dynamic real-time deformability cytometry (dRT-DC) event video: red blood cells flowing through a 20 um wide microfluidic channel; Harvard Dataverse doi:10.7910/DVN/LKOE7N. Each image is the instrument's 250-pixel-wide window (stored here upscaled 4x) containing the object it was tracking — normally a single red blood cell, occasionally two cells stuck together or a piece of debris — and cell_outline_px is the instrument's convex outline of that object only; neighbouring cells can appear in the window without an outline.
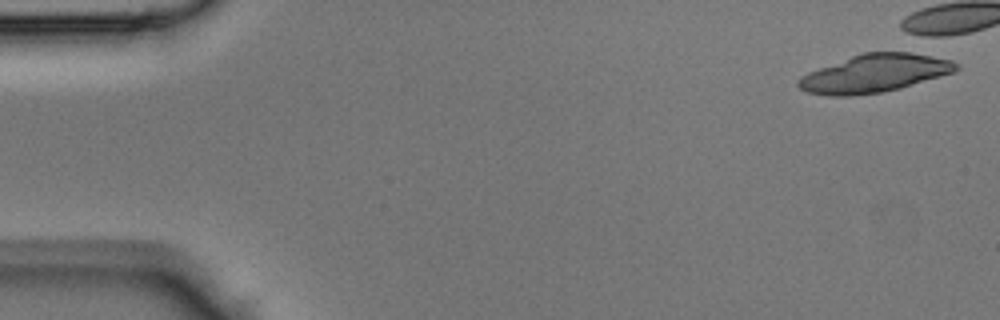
{"species": "Egyptian fruit bat (a non-hibernating species)", "species_latin": "Rousettus aegyptiacus", "temperature_condition": "room temperature", "stored_images_in_passage": 4, "camera_frame_rate_fps": 3000, "um_per_image_px": 0.085, "animal": {"sex": "male"}, "frame": {"image": 1, "passage_image": 1, "time_ms": 0.0, "image_size_px": [1000, 320], "cell_outline_px": [[960, 68], [956, 72], [900, 88], [880, 92], [848, 96], [828, 96], [808, 92], [800, 88], [796, 84], [796, 80], [800, 76], [808, 72], [852, 56], [864, 52], [924, 52], [952, 60]], "centroid_in_image_um": [74.39, 6.22], "position_along_channel_um": 10.6, "area_um2": 35.14}}